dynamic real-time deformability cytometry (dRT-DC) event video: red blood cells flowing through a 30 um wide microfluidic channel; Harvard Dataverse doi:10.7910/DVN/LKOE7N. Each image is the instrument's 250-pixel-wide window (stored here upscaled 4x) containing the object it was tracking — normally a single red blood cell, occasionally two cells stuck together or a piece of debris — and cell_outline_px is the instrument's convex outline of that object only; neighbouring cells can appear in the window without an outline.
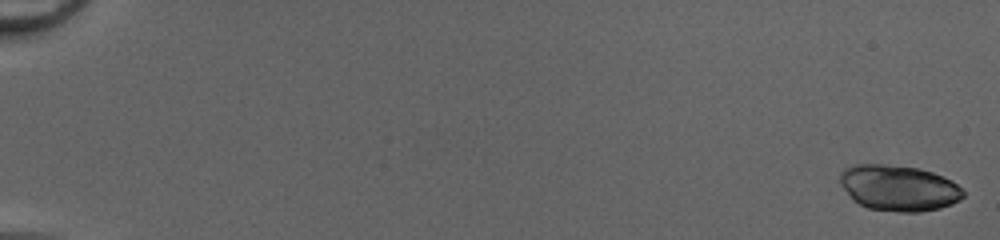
{"species": "common noctule bat (a hibernating species)", "species_latin": "Nyctalus noctula", "temperature_condition": "cold", "stored_images_in_passage": 51, "camera_frame_rate_fps": 3000, "um_per_image_px": 0.085, "animal": {"sex": "female", "body_mass_g": 20.0, "forearm_length_mm": 54.0}, "frame": {"image": 1, "passage_image": 1, "time_ms": 0.0, "image_size_px": [1000, 240], "cell_outline_px": [[964, 196], [960, 200], [952, 204], [940, 208], [920, 212], [900, 212], [868, 208], [852, 200], [840, 184], [840, 172], [844, 168], [856, 164], [884, 164], [920, 168], [944, 176], [952, 180], [964, 192]], "centroid_in_image_um": [76.38, 15.97], "position_along_channel_um": 8.6, "area_um2": 33.12}}
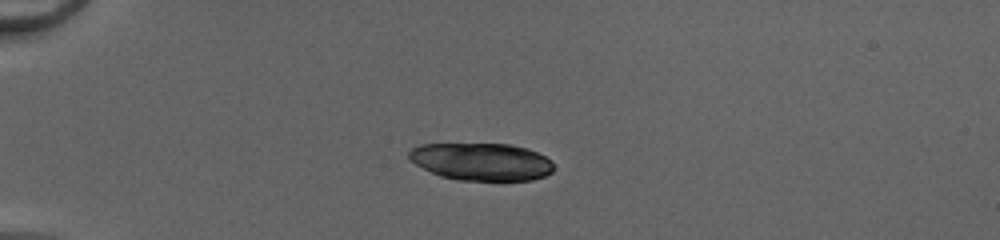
{"frame": {"image": 2, "passage_image": 15, "time_ms": 4.667, "image_size_px": [1000, 240], "cell_outline_px": [[556, 168], [552, 172], [544, 176], [532, 180], [456, 180], [440, 176], [416, 164], [408, 156], [408, 152], [412, 148], [420, 144], [512, 144], [528, 148], [552, 160]], "centroid_in_image_um": [40.96, 13.74], "position_along_channel_um": 44.0, "area_um2": 31.73}}